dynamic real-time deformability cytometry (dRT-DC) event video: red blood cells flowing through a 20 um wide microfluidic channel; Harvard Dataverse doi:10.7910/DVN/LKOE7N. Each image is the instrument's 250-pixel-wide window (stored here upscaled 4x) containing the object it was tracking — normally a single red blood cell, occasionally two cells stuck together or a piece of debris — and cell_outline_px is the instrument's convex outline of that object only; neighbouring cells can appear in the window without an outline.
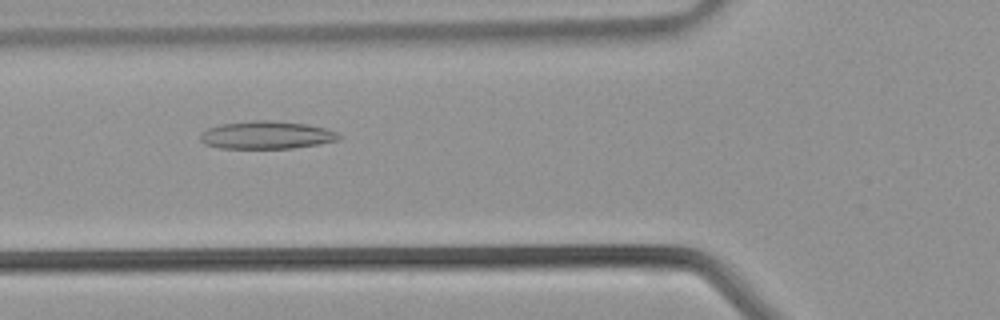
{"species": "common noctule bat (a hibernating species)", "species_latin": "Nyctalus noctula", "temperature_condition": "warm", "stored_images_in_passage": 30, "camera_frame_rate_fps": 3000, "um_per_image_px": 0.085, "animal": {"sex": "male", "body_mass_g": 21.5, "forearm_length_mm": 52.0}, "frame": {"image": 1, "passage_image": 5, "time_ms": 1.333, "image_size_px": [1000, 320], "cell_outline_px": [[344, 136], [340, 140], [320, 144], [292, 148], [220, 148], [204, 144], [200, 140], [200, 132], [208, 128], [220, 124], [252, 120], [272, 120], [308, 124], [324, 128], [336, 132]], "centroid_in_image_um": [22.67, 11.47], "position_along_channel_um": 103.1, "area_um2": 22.72}}
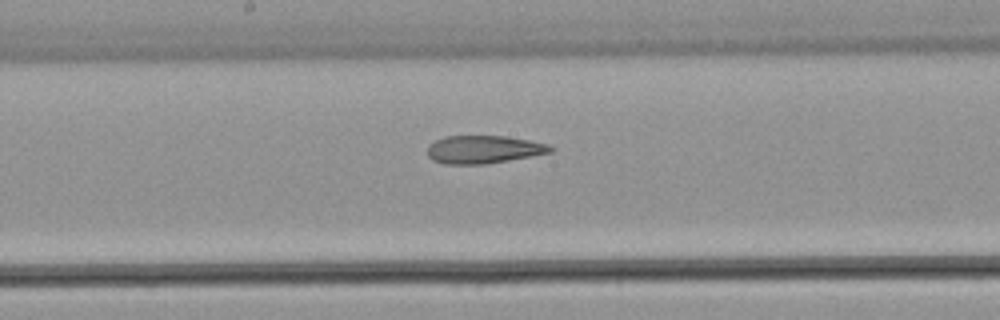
{"frame": {"image": 2, "passage_image": 11, "time_ms": 3.333, "image_size_px": [1000, 320], "cell_outline_px": [[556, 148], [552, 152], [508, 160], [484, 164], [444, 164], [432, 160], [428, 156], [428, 144], [444, 136], [504, 136], [528, 140], [548, 144]], "centroid_in_image_um": [41.09, 12.7], "position_along_channel_um": 207.1, "area_um2": 20.0}}
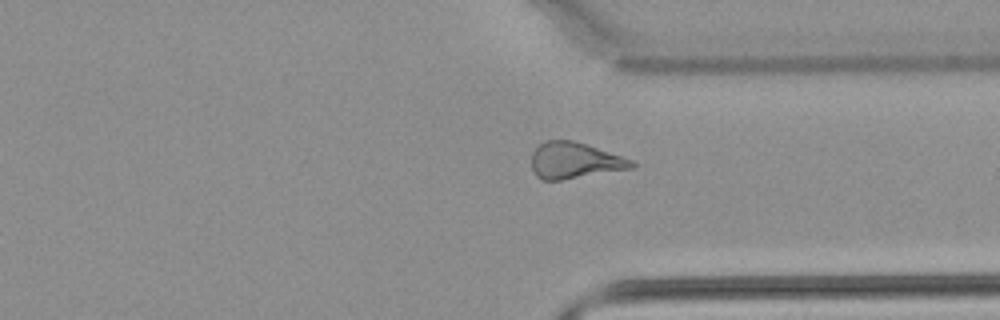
{"frame": {"image": 3, "passage_image": 20, "time_ms": 6.333, "image_size_px": [1000, 320], "cell_outline_px": [[636, 168], [560, 180], [540, 180], [536, 176], [532, 168], [532, 152], [544, 140], [572, 140], [632, 160], [636, 164]], "centroid_in_image_um": [48.82, 13.66], "position_along_channel_um": 362.6, "area_um2": 20.98}}